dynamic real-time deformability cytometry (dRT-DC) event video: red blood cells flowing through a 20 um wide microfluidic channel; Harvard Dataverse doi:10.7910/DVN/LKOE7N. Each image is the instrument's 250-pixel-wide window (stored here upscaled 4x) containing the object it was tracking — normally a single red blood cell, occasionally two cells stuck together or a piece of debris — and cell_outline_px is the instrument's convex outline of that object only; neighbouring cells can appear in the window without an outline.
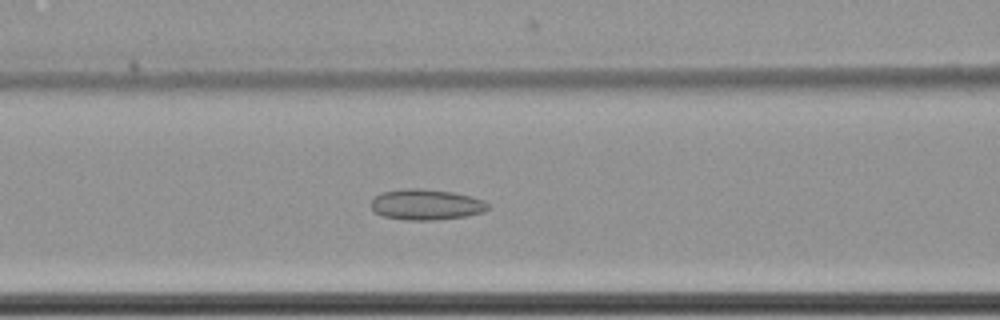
{"species": "common noctule bat (a hibernating species)", "species_latin": "Nyctalus noctula", "temperature_condition": "cold", "stored_images_in_passage": 41, "camera_frame_rate_fps": 3000, "um_per_image_px": 0.085, "animal": {"sex": "female", "body_mass_g": 22.7, "forearm_length_mm": 54.2}, "frame": {"image": 1, "passage_image": 18, "time_ms": 5.667, "image_size_px": [1000, 320], "cell_outline_px": [[488, 208], [484, 212], [468, 216], [436, 220], [404, 220], [384, 216], [376, 212], [372, 208], [372, 200], [376, 196], [384, 192], [404, 188], [420, 188], [452, 192], [472, 196], [484, 200], [488, 204]], "centroid_in_image_um": [36.27, 17.39], "position_along_channel_um": 130.3, "area_um2": 20.92}}
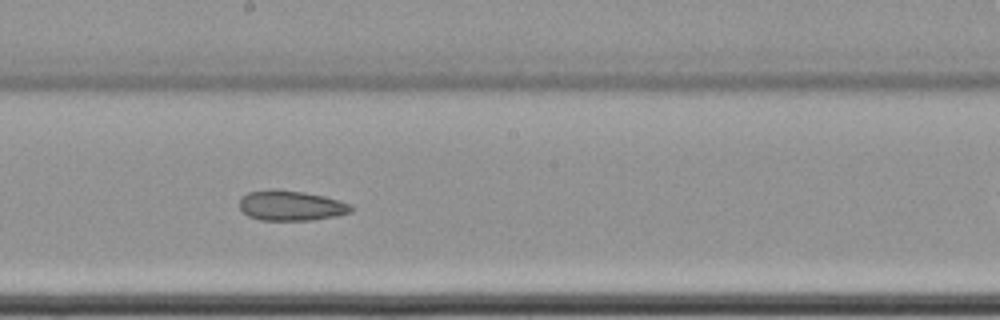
{"frame": {"image": 2, "passage_image": 26, "time_ms": 8.333, "image_size_px": [1000, 320], "cell_outline_px": [[356, 208], [352, 212], [336, 216], [308, 220], [260, 220], [248, 216], [240, 208], [240, 200], [248, 192], [304, 192], [324, 196], [352, 204]], "centroid_in_image_um": [24.83, 17.52], "position_along_channel_um": 223.4, "area_um2": 18.9}}
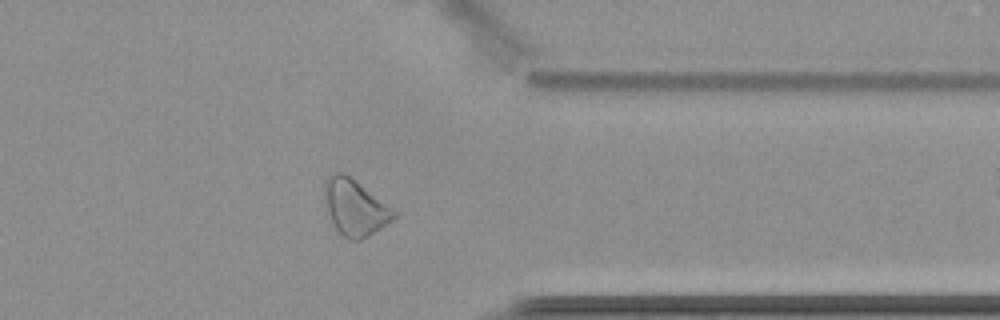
{"frame": {"image": 3, "passage_image": 40, "time_ms": 13.0, "image_size_px": [1000, 320], "cell_outline_px": [[396, 216], [392, 220], [368, 236], [360, 240], [348, 240], [336, 228], [328, 212], [324, 192], [324, 184], [328, 176], [336, 172], [344, 172], [396, 212]], "centroid_in_image_um": [30.14, 17.64], "position_along_channel_um": 381.3, "area_um2": 21.91}}